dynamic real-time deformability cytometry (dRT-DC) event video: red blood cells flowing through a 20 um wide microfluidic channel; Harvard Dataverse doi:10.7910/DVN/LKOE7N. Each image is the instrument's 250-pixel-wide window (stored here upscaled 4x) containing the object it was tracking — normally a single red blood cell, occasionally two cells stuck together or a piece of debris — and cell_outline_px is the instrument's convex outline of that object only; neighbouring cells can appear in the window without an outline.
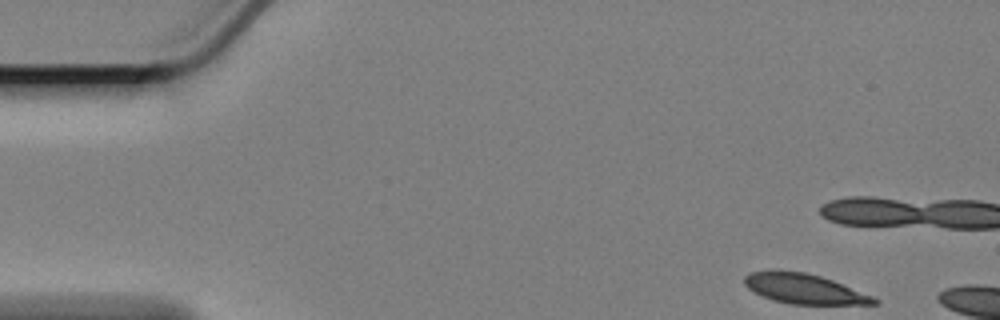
{"species": "Egyptian fruit bat (a non-hibernating species)", "species_latin": "Rousettus aegyptiacus", "temperature_condition": "cold", "stored_images_in_passage": 6, "camera_frame_rate_fps": 3000, "um_per_image_px": 0.085, "animal": {"sex": "female"}, "frame": {"image": 1, "passage_image": 1, "time_ms": 0.0, "image_size_px": [1000, 320], "cell_outline_px": [[880, 300], [876, 304], [792, 304], [772, 300], [748, 288], [744, 284], [744, 276], [748, 272], [768, 268], [780, 268], [804, 272], [820, 276], [832, 280], [872, 296]], "centroid_in_image_um": [68.27, 24.5], "position_along_channel_um": 16.7, "area_um2": 22.89}}